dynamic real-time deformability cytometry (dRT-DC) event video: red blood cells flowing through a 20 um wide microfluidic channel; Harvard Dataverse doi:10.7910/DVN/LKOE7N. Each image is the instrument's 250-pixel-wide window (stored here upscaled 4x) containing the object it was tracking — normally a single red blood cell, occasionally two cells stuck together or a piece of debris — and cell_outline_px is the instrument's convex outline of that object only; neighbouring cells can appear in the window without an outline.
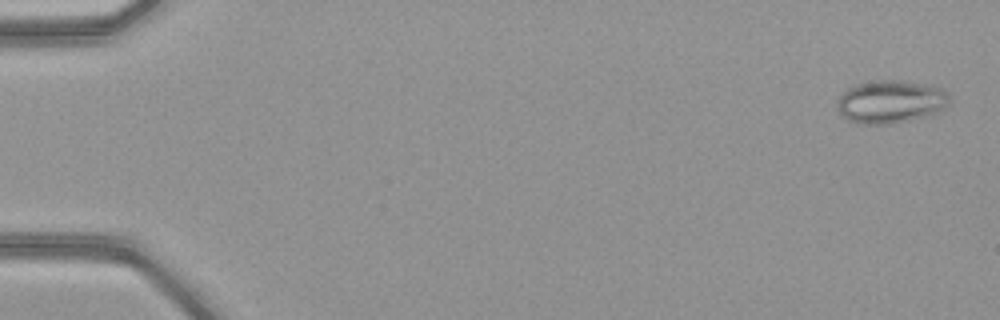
{"species": "common noctule bat (a hibernating species)", "species_latin": "Nyctalus noctula", "temperature_condition": "warm", "stored_images_in_passage": 51, "camera_frame_rate_fps": 3000, "um_per_image_px": 0.085, "animal": {"sex": "female", "body_mass_g": 21.9}, "frame": {"image": 1, "passage_image": 2, "time_ms": 0.333, "image_size_px": [1000, 320], "cell_outline_px": [[952, 100], [940, 112], [928, 116], [892, 124], [856, 124], [840, 116], [836, 108], [836, 104], [840, 96], [848, 88], [856, 84], [876, 80], [908, 80], [932, 84], [944, 88], [948, 92]], "centroid_in_image_um": [75.75, 8.64], "position_along_channel_um": 9.2, "area_um2": 29.07}}
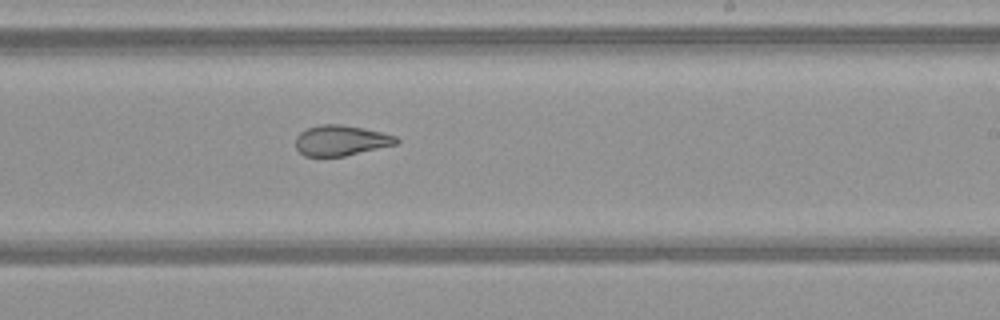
{"frame": {"image": 2, "passage_image": 32, "time_ms": 10.333, "image_size_px": [1000, 320], "cell_outline_px": [[400, 144], [344, 156], [304, 156], [296, 148], [296, 136], [300, 132], [308, 128], [320, 124], [340, 124], [364, 128], [396, 136], [400, 140]], "centroid_in_image_um": [29.01, 11.94], "position_along_channel_um": 260.0, "area_um2": 17.98}}
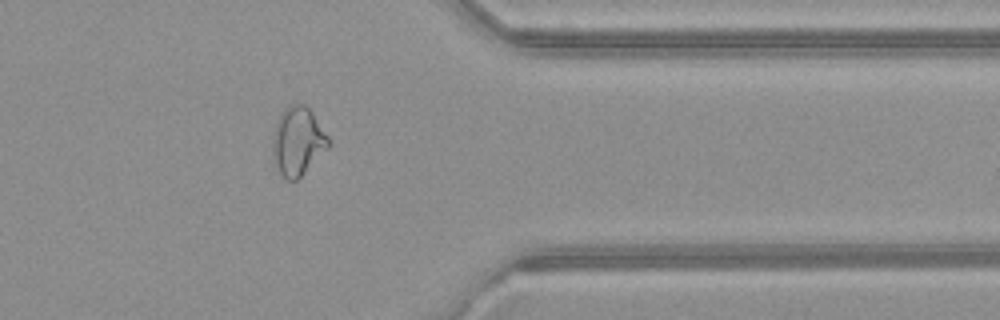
{"frame": {"image": 3, "passage_image": 42, "time_ms": 13.667, "image_size_px": [1000, 320], "cell_outline_px": [[332, 144], [296, 180], [288, 180], [280, 172], [272, 152], [272, 136], [276, 120], [280, 112], [288, 104], [304, 104], [312, 112], [328, 136]], "centroid_in_image_um": [25.3, 11.95], "position_along_channel_um": 386.1, "area_um2": 22.14}, "authors_computed_cell_mechanics": {"area_um2": 23.5246, "velocity_mm_per_s": 4.1008, "shape_relaxation_time_tau1_ms": null, "shape_relaxation_time_tau2_ms": 1.8625, "deformation_change_tau1": null, "deformation_change_tau2": 0.0858}}